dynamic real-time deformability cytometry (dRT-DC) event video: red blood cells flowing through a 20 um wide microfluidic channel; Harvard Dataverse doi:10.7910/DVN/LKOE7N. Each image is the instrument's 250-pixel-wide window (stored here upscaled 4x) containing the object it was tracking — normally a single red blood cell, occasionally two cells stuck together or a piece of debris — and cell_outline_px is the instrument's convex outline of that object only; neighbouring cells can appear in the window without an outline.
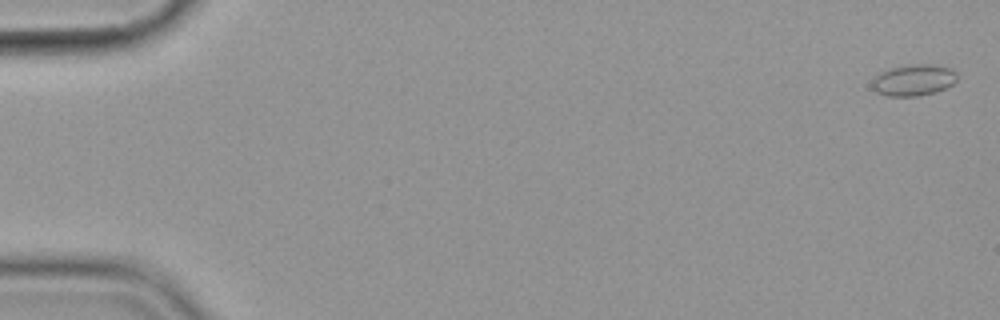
{"species": "common noctule bat (a hibernating species)", "species_latin": "Nyctalus noctula", "temperature_condition": "cold", "stored_images_in_passage": 7, "camera_frame_rate_fps": 3000, "um_per_image_px": 0.085, "animal": {"sex": "female", "body_mass_g": 19.9}, "frame": {"image": 1, "passage_image": 1, "time_ms": 0.0, "image_size_px": [1000, 320], "cell_outline_px": [[956, 80], [952, 84], [936, 92], [916, 96], [888, 96], [876, 92], [872, 88], [872, 76], [880, 72], [892, 68], [908, 64], [932, 64], [952, 68], [956, 72]], "centroid_in_image_um": [77.63, 6.8], "position_along_channel_um": 7.4, "area_um2": 15.66}}
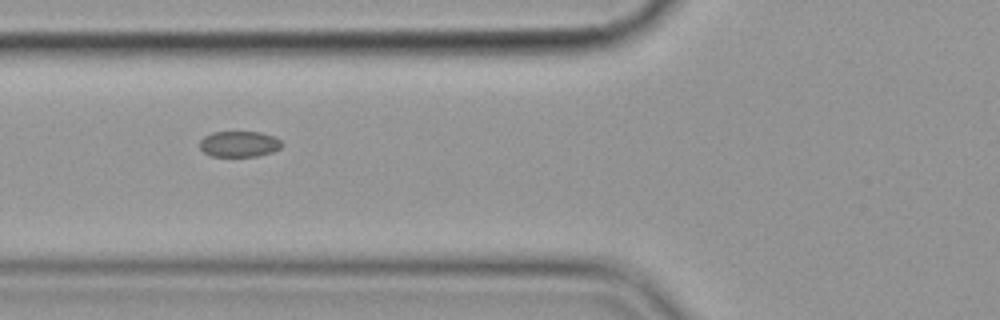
{"frame": {"image": 2, "passage_image": 7, "time_ms": 7.0, "image_size_px": [1000, 320], "cell_outline_px": [[284, 144], [280, 148], [272, 152], [256, 156], [212, 156], [204, 152], [200, 148], [200, 140], [204, 136], [212, 132], [260, 132], [276, 136]], "centroid_in_image_um": [20.35, 12.23], "position_along_channel_um": 105.4, "area_um2": 12.43}}